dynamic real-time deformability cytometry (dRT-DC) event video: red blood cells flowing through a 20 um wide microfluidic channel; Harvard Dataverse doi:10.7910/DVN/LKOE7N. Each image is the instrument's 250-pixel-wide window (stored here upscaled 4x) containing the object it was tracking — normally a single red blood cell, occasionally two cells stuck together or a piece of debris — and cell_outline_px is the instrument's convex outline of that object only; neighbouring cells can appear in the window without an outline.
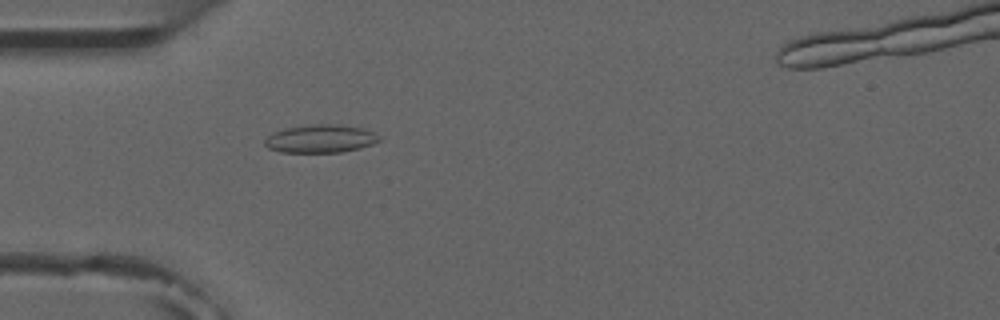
{"species": "common noctule bat (a hibernating species)", "species_latin": "Nyctalus noctula", "temperature_condition": "room temperature", "stored_images_in_passage": 4, "camera_frame_rate_fps": 3000, "um_per_image_px": 0.085, "animal": {"sex": "male", "forearm_length_mm": 52.5}, "frame": {"image": 1, "passage_image": 4, "time_ms": 4.333, "image_size_px": [1000, 320], "cell_outline_px": [[380, 140], [372, 144], [360, 148], [344, 152], [280, 152], [268, 148], [264, 144], [264, 140], [268, 136], [284, 128], [308, 124], [336, 124], [364, 128], [380, 136]], "centroid_in_image_um": [27.25, 11.79], "position_along_channel_um": 57.8, "area_um2": 18.79}}